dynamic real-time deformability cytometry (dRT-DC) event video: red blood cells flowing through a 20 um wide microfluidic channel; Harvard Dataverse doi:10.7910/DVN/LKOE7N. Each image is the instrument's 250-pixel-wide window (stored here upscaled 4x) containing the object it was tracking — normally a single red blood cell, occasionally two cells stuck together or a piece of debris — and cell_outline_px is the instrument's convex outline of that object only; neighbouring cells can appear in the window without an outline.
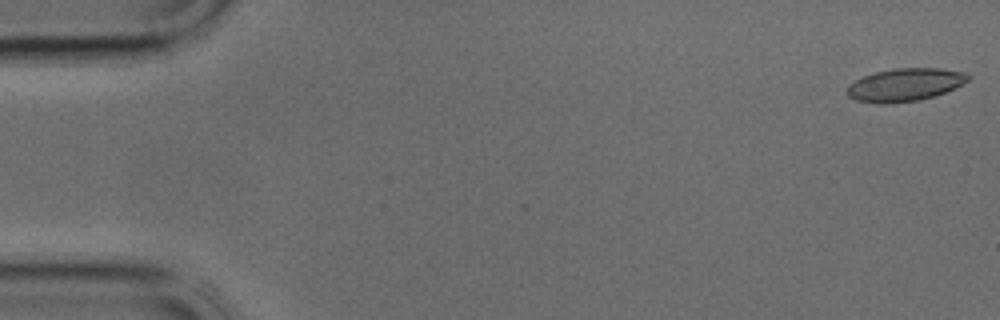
{"species": "common noctule bat (a hibernating species)", "species_latin": "Nyctalus noctula", "temperature_condition": "cold", "stored_images_in_passage": 37, "camera_frame_rate_fps": 3000, "um_per_image_px": 0.085, "animal": {"sex": "male", "body_mass_g": 17.9, "forearm_length_mm": 54.2}, "frame": {"image": 1, "passage_image": 1, "time_ms": 0.0, "image_size_px": [1000, 320], "cell_outline_px": [[972, 76], [968, 80], [936, 96], [920, 100], [892, 104], [876, 104], [856, 100], [848, 96], [848, 84], [864, 76], [876, 72], [896, 68], [940, 68], [964, 72]], "centroid_in_image_um": [76.91, 7.22], "position_along_channel_um": 8.1, "area_um2": 23.18}}
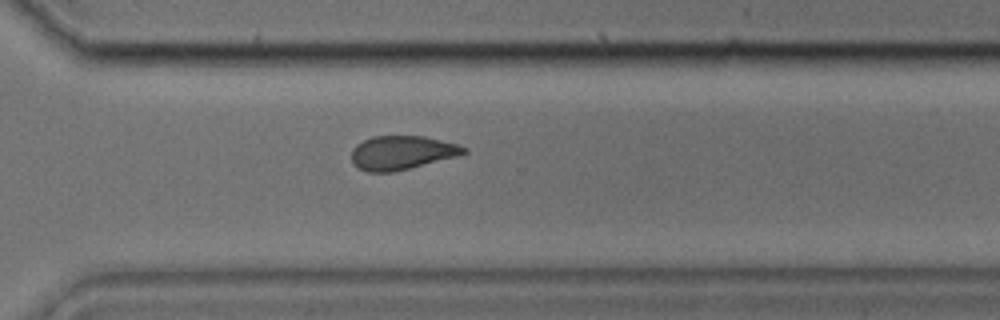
{"frame": {"image": 2, "passage_image": 27, "time_ms": 8.667, "image_size_px": [1000, 320], "cell_outline_px": [[468, 152], [456, 156], [392, 172], [368, 172], [352, 164], [352, 148], [356, 144], [372, 136], [424, 136], [456, 144], [468, 148]], "centroid_in_image_um": [34.12, 12.97], "position_along_channel_um": 336.5, "area_um2": 21.91}}
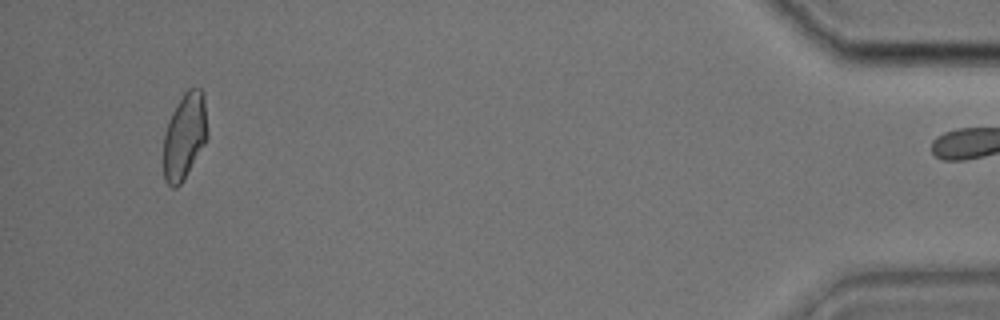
{"frame": {"image": 3, "passage_image": 36, "time_ms": 11.667, "image_size_px": [1000, 320], "cell_outline_px": [[208, 136], [204, 144], [184, 180], [176, 188], [172, 188], [164, 180], [164, 132], [168, 120], [176, 104], [184, 92], [188, 88], [200, 88], [204, 92], [208, 132]], "centroid_in_image_um": [15.7, 11.55], "position_along_channel_um": 419.5, "area_um2": 22.31}}